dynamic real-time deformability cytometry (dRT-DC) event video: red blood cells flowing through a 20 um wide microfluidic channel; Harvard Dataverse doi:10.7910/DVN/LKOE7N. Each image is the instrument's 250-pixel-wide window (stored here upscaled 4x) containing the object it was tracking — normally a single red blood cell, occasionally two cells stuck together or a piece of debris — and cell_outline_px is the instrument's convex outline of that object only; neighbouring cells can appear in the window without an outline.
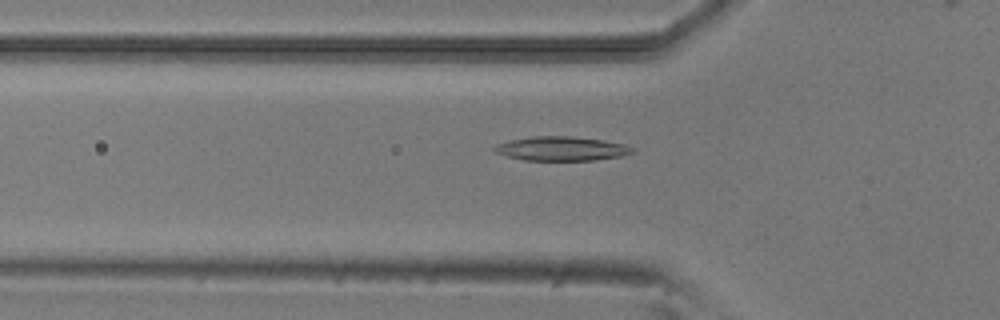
{"species": "common noctule bat (a hibernating species)", "species_latin": "Nyctalus noctula", "temperature_condition": "room temperature", "stored_images_in_passage": 45, "camera_frame_rate_fps": 3000, "um_per_image_px": 0.085, "animal": {"sex": "male", "body_mass_g": 20.5, "forearm_length_mm": 52.5}, "frame": {"image": 1, "passage_image": 11, "time_ms": 3.333, "image_size_px": [1000, 320], "cell_outline_px": [[636, 148], [632, 152], [620, 156], [596, 160], [524, 160], [508, 156], [496, 152], [492, 148], [496, 144], [508, 140], [532, 136], [572, 136], [604, 140], [624, 144]], "centroid_in_image_um": [47.72, 12.62], "position_along_channel_um": 78.1, "area_um2": 19.42}}
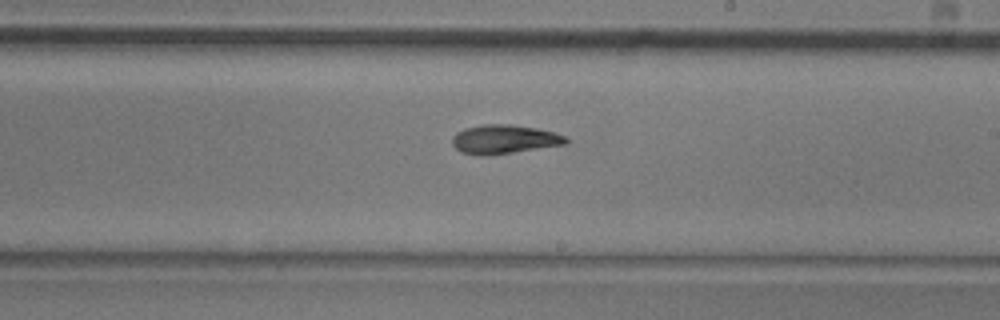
{"frame": {"image": 2, "passage_image": 24, "time_ms": 7.667, "image_size_px": [1000, 320], "cell_outline_px": [[568, 144], [484, 156], [480, 156], [460, 152], [452, 144], [452, 136], [456, 132], [464, 128], [484, 124], [508, 124], [536, 128], [568, 136]], "centroid_in_image_um": [42.84, 11.84], "position_along_channel_um": 246.2, "area_um2": 19.25}}
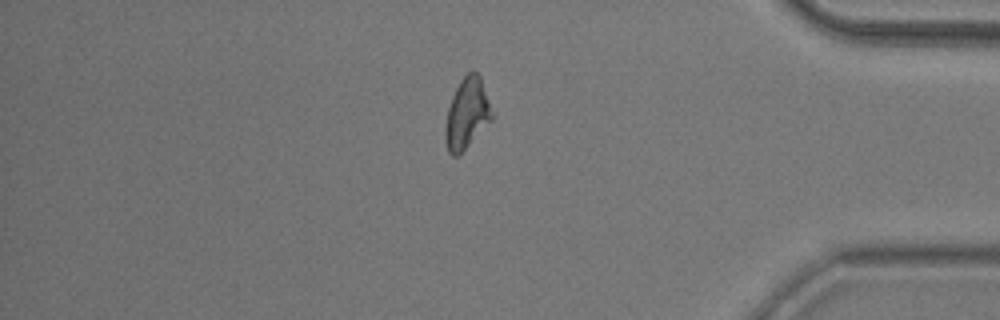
{"frame": {"image": 3, "passage_image": 38, "time_ms": 12.333, "image_size_px": [1000, 320], "cell_outline_px": [[492, 120], [456, 156], [452, 156], [448, 152], [444, 140], [444, 128], [448, 108], [452, 96], [460, 80], [472, 68], [480, 76], [492, 112]], "centroid_in_image_um": [39.65, 9.63], "position_along_channel_um": 395.5, "area_um2": 18.9}}